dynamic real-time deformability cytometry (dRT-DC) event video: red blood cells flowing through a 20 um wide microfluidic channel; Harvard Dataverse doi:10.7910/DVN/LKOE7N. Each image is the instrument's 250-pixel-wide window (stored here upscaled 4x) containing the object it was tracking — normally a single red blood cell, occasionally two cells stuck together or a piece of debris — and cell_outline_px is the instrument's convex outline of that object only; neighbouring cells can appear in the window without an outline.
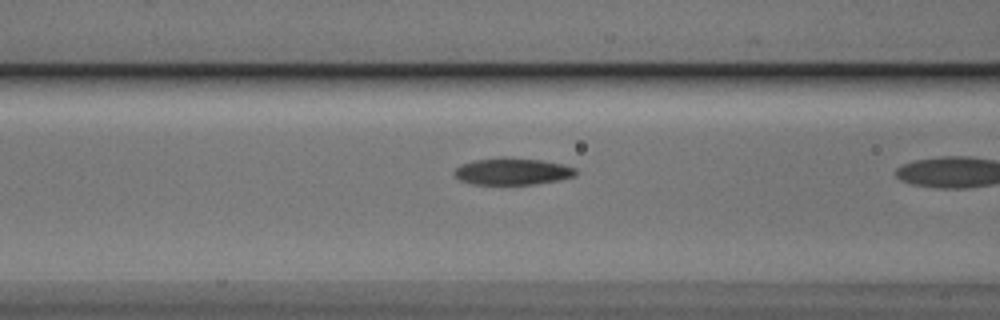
{"species": "Egyptian fruit bat (a non-hibernating species)", "species_latin": "Rousettus aegyptiacus", "temperature_condition": "cold", "stored_images_in_passage": 6, "camera_frame_rate_fps": 3000, "um_per_image_px": 0.085, "animal": {"sex": "male"}, "frame": {"image": 1, "passage_image": 5, "time_ms": 1.333, "image_size_px": [1000, 320], "cell_outline_px": [[576, 172], [572, 176], [556, 180], [536, 184], [472, 184], [460, 180], [452, 176], [452, 172], [460, 164], [476, 160], [504, 156], [540, 160], [560, 164], [576, 168]], "centroid_in_image_um": [43.46, 14.56], "position_along_channel_um": 123.1, "area_um2": 18.96}}